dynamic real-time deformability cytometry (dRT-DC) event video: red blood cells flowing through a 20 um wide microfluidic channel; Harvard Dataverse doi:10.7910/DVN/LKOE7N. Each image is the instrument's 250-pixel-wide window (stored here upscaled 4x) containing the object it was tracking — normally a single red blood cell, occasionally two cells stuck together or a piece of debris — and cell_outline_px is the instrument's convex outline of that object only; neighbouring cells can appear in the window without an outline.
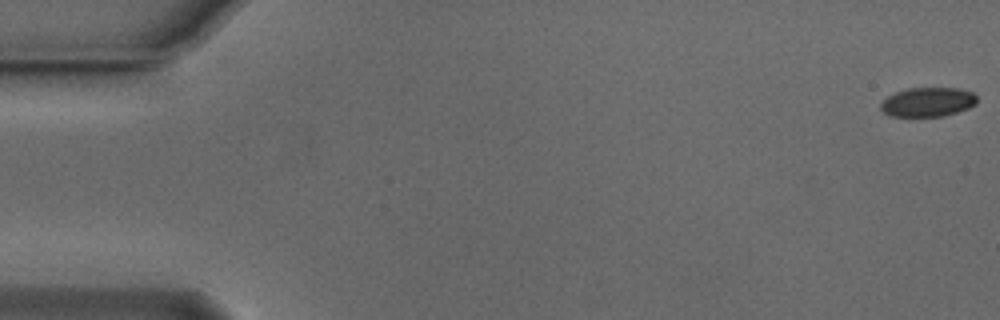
{"species": "Egyptian fruit bat (a non-hibernating species)", "species_latin": "Rousettus aegyptiacus", "temperature_condition": "cold", "stored_images_in_passage": 55, "camera_frame_rate_fps": 3000, "um_per_image_px": 0.085, "animal": {"sex": "male"}, "frame": {"image": 1, "passage_image": 1, "time_ms": 0.0, "image_size_px": [1000, 320], "cell_outline_px": [[976, 104], [968, 108], [944, 116], [888, 116], [880, 108], [880, 104], [888, 96], [896, 92], [908, 88], [956, 88], [972, 92], [976, 96]], "centroid_in_image_um": [78.85, 8.67], "position_along_channel_um": 6.2, "area_um2": 16.3}}
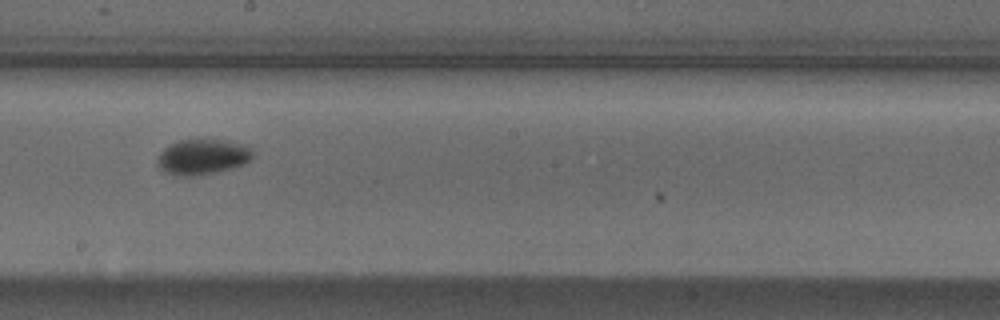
{"frame": {"image": 2, "passage_image": 31, "time_ms": 10.0, "image_size_px": [1000, 320], "cell_outline_px": [[252, 156], [244, 164], [232, 168], [200, 176], [180, 176], [164, 172], [156, 164], [156, 160], [160, 152], [164, 148], [180, 140], [224, 140], [244, 144], [252, 148]], "centroid_in_image_um": [17.19, 13.35], "position_along_channel_um": 231.0, "area_um2": 19.71}}
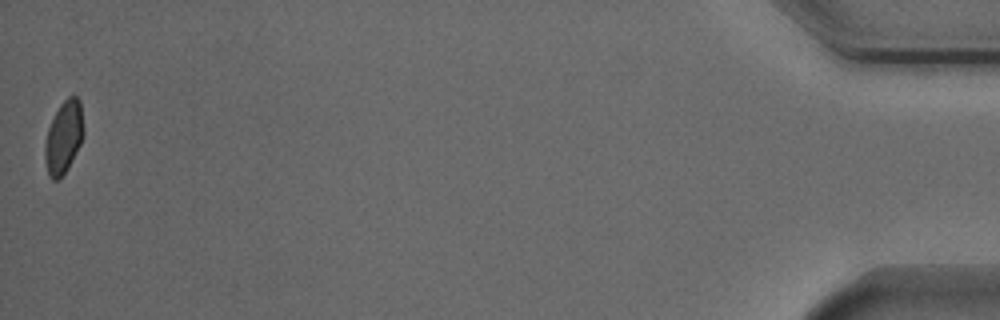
{"frame": {"image": 3, "passage_image": 55, "time_ms": 18.0, "image_size_px": [1000, 320], "cell_outline_px": [[84, 132], [80, 144], [60, 180], [52, 180], [48, 172], [44, 160], [44, 148], [48, 128], [60, 104], [68, 96], [76, 96], [80, 100], [84, 128]], "centroid_in_image_um": [5.41, 11.65], "position_along_channel_um": 429.8, "area_um2": 16.18}, "authors_computed_cell_mechanics": {"area_um2": 17.8024, "velocity_mm_per_s": 3.7444, "shape_relaxation_time_tau1_ms": 2.9984, "shape_relaxation_time_tau2_ms": null, "deformation_change_tau1": 0.0555, "deformation_change_tau2": null}}